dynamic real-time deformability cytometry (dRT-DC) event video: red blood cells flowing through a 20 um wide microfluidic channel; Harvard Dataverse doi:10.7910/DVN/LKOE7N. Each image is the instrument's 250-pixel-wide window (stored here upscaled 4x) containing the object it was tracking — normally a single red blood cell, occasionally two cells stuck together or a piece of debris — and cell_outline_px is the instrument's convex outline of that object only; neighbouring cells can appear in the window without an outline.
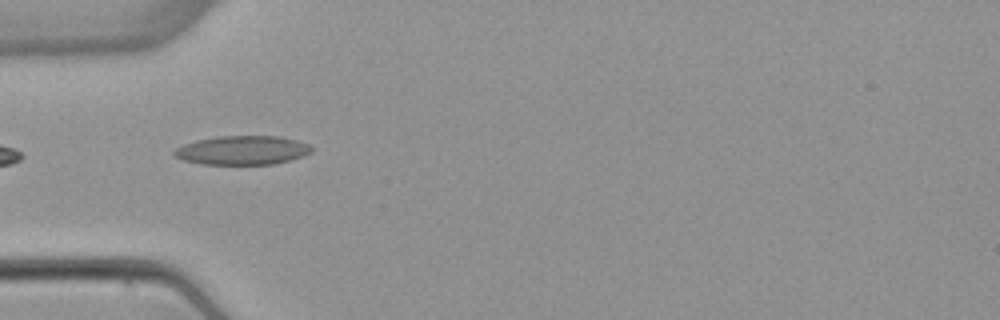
{"species": "common noctule bat (a hibernating species)", "species_latin": "Nyctalus noctula", "temperature_condition": "warm", "stored_images_in_passage": 4, "camera_frame_rate_fps": 3000, "um_per_image_px": 0.085, "animal": {"sex": "female", "body_mass_g": 22.7, "forearm_length_mm": 54.2}, "frame": {"image": 1, "passage_image": 3, "time_ms": 2.333, "image_size_px": [1000, 320], "cell_outline_px": [[312, 152], [304, 156], [272, 164], [200, 164], [184, 160], [172, 156], [172, 152], [176, 148], [184, 144], [196, 140], [216, 136], [280, 136], [296, 140], [308, 144], [312, 148]], "centroid_in_image_um": [20.57, 12.77], "position_along_channel_um": 64.4, "area_um2": 23.24}}
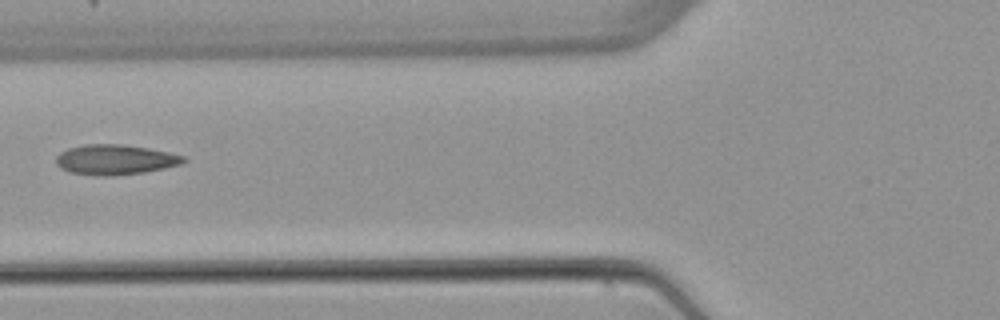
{"frame": {"image": 2, "passage_image": 4, "time_ms": 3.667, "image_size_px": [1000, 320], "cell_outline_px": [[188, 160], [184, 164], [144, 172], [112, 176], [96, 176], [68, 172], [60, 168], [56, 164], [56, 156], [60, 152], [68, 148], [84, 144], [120, 144], [148, 148], [168, 152], [184, 156]], "centroid_in_image_um": [9.78, 13.58], "position_along_channel_um": 116.0, "area_um2": 22.6}}